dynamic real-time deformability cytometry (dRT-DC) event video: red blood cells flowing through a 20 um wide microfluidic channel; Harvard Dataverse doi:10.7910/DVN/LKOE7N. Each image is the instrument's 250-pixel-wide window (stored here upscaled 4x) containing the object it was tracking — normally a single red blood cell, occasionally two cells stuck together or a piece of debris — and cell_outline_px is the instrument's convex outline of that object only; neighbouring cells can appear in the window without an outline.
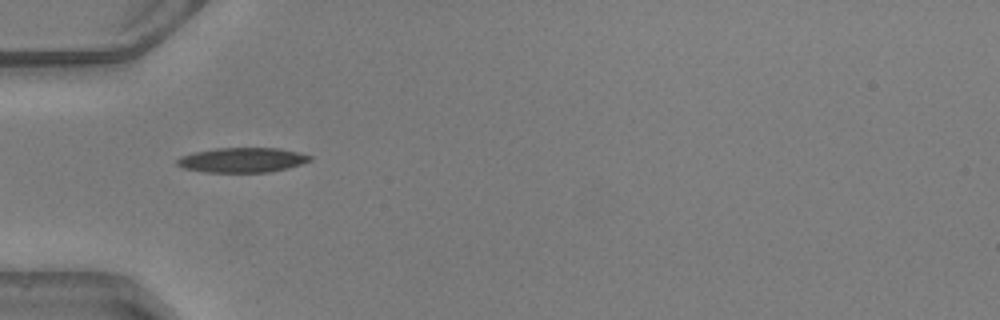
{"species": "common noctule bat (a hibernating species)", "species_latin": "Nyctalus noctula", "temperature_condition": "warm", "stored_images_in_passage": 31, "camera_frame_rate_fps": 3000, "um_per_image_px": 0.085, "animal": {"sex": "male", "body_mass_g": 20.5, "forearm_length_mm": 52.5}, "frame": {"image": 1, "passage_image": 1, "time_ms": 0.0, "image_size_px": [1000, 320], "cell_outline_px": [[312, 160], [288, 168], [268, 172], [204, 172], [184, 168], [176, 164], [176, 160], [180, 156], [196, 152], [216, 148], [280, 148], [312, 156]], "centroid_in_image_um": [20.58, 13.6], "position_along_channel_um": 64.4, "area_um2": 19.07}}
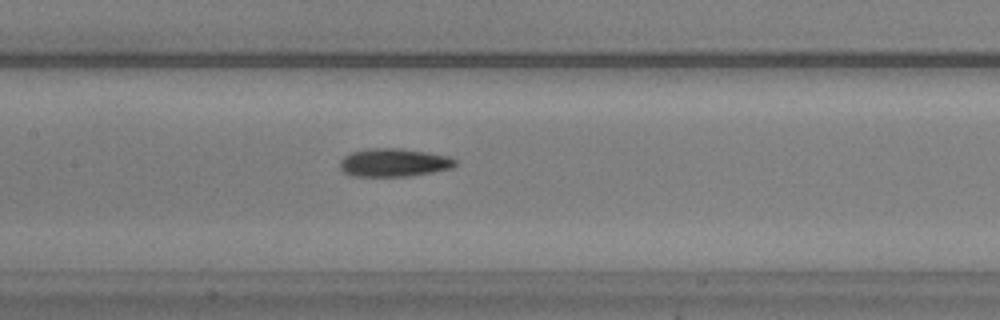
{"frame": {"image": 2, "passage_image": 9, "time_ms": 2.667, "image_size_px": [1000, 320], "cell_outline_px": [[460, 164], [452, 168], [412, 176], [352, 176], [344, 172], [340, 168], [340, 160], [344, 156], [352, 152], [368, 148], [400, 148], [428, 152], [448, 156], [456, 160]], "centroid_in_image_um": [33.51, 13.82], "position_along_channel_um": 173.9, "area_um2": 19.13}}
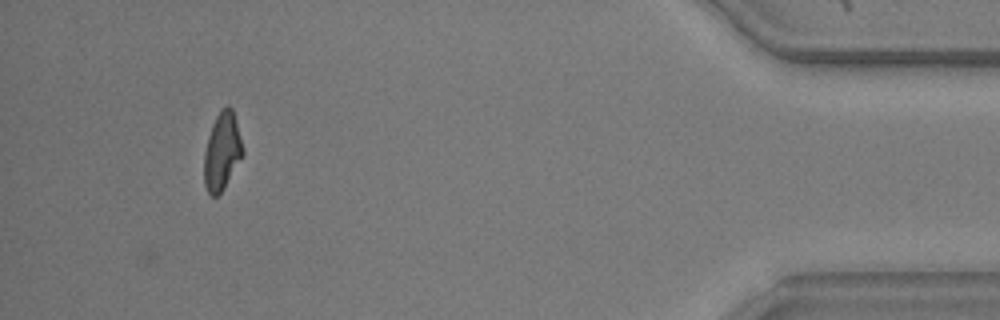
{"frame": {"image": 3, "passage_image": 31, "time_ms": 10.0, "image_size_px": [1000, 320], "cell_outline_px": [[244, 152], [220, 192], [216, 196], [212, 196], [208, 192], [204, 184], [204, 152], [208, 136], [212, 124], [220, 108], [228, 104], [232, 108], [244, 148]], "centroid_in_image_um": [18.86, 12.8], "position_along_channel_um": 416.3, "area_um2": 17.22}, "authors_computed_cell_mechanics": {"area_um2": 18.2648, "velocity_mm_per_s": 4.1404, "shape_relaxation_time_tau1_ms": 5.6984, "shape_relaxation_time_tau2_ms": 3.1487, "deformation_change_tau1": 0.2115, "deformation_change_tau2": 0.1065}}